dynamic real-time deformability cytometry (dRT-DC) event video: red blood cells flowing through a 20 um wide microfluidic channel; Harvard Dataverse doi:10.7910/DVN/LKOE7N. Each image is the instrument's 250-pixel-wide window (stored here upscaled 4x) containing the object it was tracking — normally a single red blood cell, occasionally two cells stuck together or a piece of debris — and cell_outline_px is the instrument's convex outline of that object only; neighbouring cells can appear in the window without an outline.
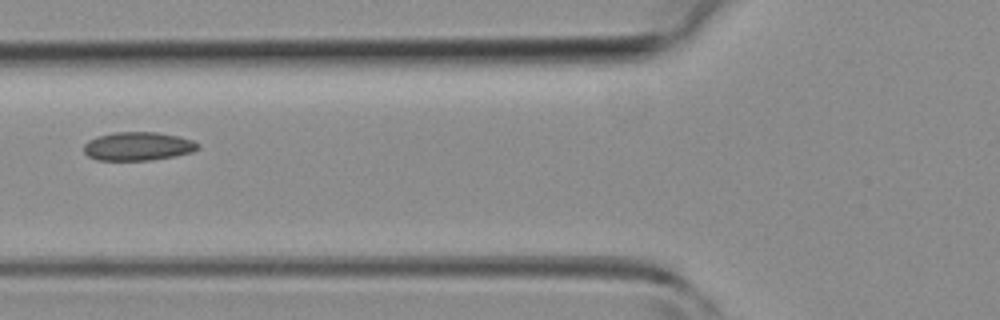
{"species": "common noctule bat (a hibernating species)", "species_latin": "Nyctalus noctula", "temperature_condition": "room temperature", "stored_images_in_passage": 2, "camera_frame_rate_fps": 3000, "um_per_image_px": 0.085, "animal": {"sex": "female", "body_mass_g": 19.3, "forearm_length_mm": 54.1}, "frame": {"image": 1, "passage_image": 2, "time_ms": 2.0, "image_size_px": [1000, 320], "cell_outline_px": [[200, 148], [192, 152], [176, 156], [148, 160], [96, 160], [88, 156], [84, 152], [84, 144], [88, 140], [96, 136], [112, 132], [156, 132], [180, 136], [192, 140], [200, 144]], "centroid_in_image_um": [11.73, 12.42], "position_along_channel_um": 114.1, "area_um2": 19.19}}